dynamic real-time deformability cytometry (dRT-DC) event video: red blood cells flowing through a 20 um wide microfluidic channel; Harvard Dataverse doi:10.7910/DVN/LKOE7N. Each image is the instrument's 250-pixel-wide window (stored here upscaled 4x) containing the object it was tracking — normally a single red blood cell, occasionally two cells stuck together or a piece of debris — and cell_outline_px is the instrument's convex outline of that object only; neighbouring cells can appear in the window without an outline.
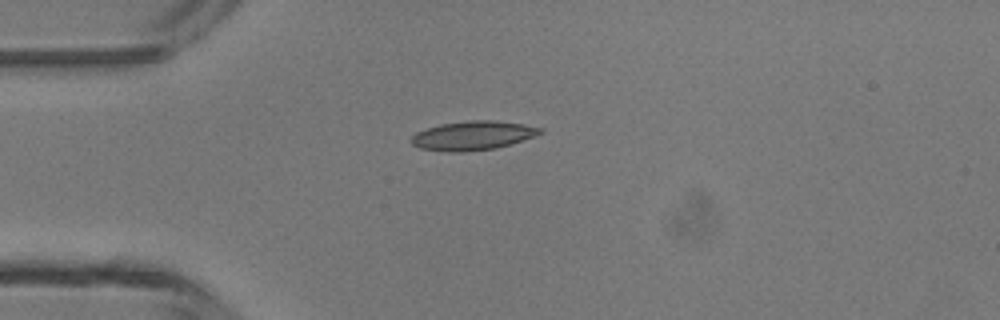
{"species": "common noctule bat (a hibernating species)", "species_latin": "Nyctalus noctula", "temperature_condition": "room temperature", "stored_images_in_passage": 1, "camera_frame_rate_fps": 3000, "um_per_image_px": 0.085, "animal": {"sex": "male", "body_mass_g": 13.3}, "frame": {"image": 1, "passage_image": 1, "time_ms": 0.0, "image_size_px": [1000, 320], "cell_outline_px": [[544, 132], [524, 140], [496, 148], [460, 152], [448, 152], [420, 148], [412, 144], [408, 140], [416, 132], [440, 124], [468, 120], [496, 120], [524, 124], [544, 128]], "centroid_in_image_um": [40.2, 11.51], "position_along_channel_um": 44.8, "area_um2": 21.96}}